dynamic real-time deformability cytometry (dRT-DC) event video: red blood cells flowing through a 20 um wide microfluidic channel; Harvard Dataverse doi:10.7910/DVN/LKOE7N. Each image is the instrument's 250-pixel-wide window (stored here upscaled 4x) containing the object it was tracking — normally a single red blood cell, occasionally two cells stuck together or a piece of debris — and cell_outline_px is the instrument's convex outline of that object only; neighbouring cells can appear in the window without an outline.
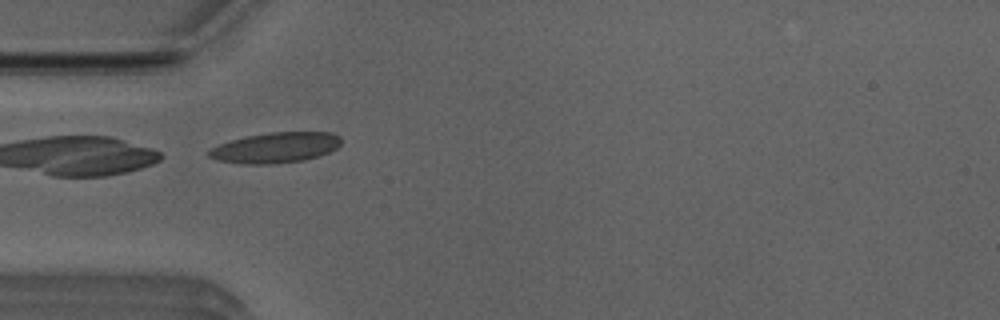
{"species": "Egyptian fruit bat (a non-hibernating species)", "species_latin": "Rousettus aegyptiacus", "temperature_condition": "room temperature", "stored_images_in_passage": 35, "camera_frame_rate_fps": 3000, "um_per_image_px": 0.085, "animal": {"sex": "male"}, "frame": {"image": 1, "passage_image": 1, "time_ms": 0.0, "image_size_px": [1000, 320], "cell_outline_px": [[340, 144], [336, 148], [320, 156], [304, 160], [272, 164], [244, 164], [216, 160], [208, 156], [208, 152], [212, 148], [220, 144], [244, 136], [268, 132], [332, 132], [340, 136]], "centroid_in_image_um": [23.43, 12.55], "position_along_channel_um": 61.6, "area_um2": 23.52}}
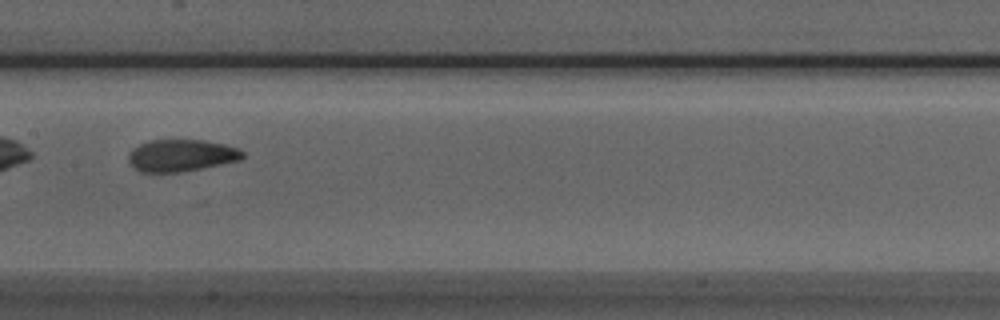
{"frame": {"image": 2, "passage_image": 11, "time_ms": 3.333, "image_size_px": [1000, 320], "cell_outline_px": [[244, 156], [240, 160], [180, 172], [140, 172], [128, 164], [128, 156], [132, 148], [148, 140], [204, 140], [224, 144], [236, 148], [244, 152]], "centroid_in_image_um": [15.35, 13.21], "position_along_channel_um": 192.0, "area_um2": 21.27}}
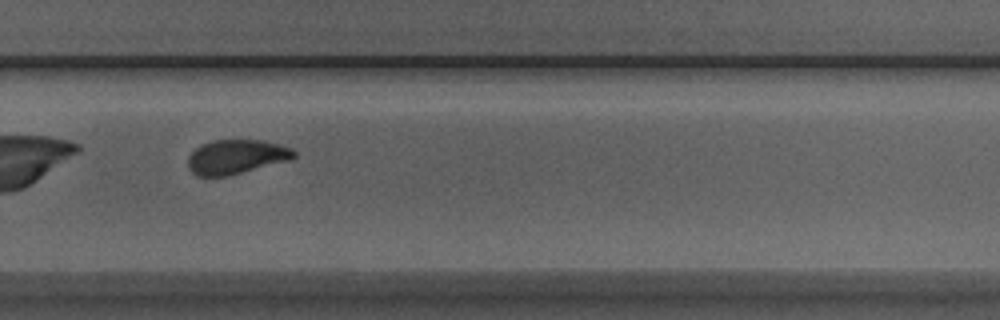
{"frame": {"image": 3, "passage_image": 20, "time_ms": 6.333, "image_size_px": [1000, 320], "cell_outline_px": [[296, 156], [288, 160], [228, 176], [196, 176], [188, 168], [188, 156], [196, 148], [212, 140], [264, 140], [280, 144], [292, 148], [296, 152]], "centroid_in_image_um": [20.08, 13.32], "position_along_channel_um": 309.7, "area_um2": 21.15}, "authors_computed_cell_mechanics": {"area_um2": 21.6172, "velocity_mm_per_s": 3.9386, "shape_relaxation_time_tau1_ms": 3.3107, "shape_relaxation_time_tau2_ms": 1.7865, "deformation_change_tau1": 0.1279, "deformation_change_tau2": 0.0386}}